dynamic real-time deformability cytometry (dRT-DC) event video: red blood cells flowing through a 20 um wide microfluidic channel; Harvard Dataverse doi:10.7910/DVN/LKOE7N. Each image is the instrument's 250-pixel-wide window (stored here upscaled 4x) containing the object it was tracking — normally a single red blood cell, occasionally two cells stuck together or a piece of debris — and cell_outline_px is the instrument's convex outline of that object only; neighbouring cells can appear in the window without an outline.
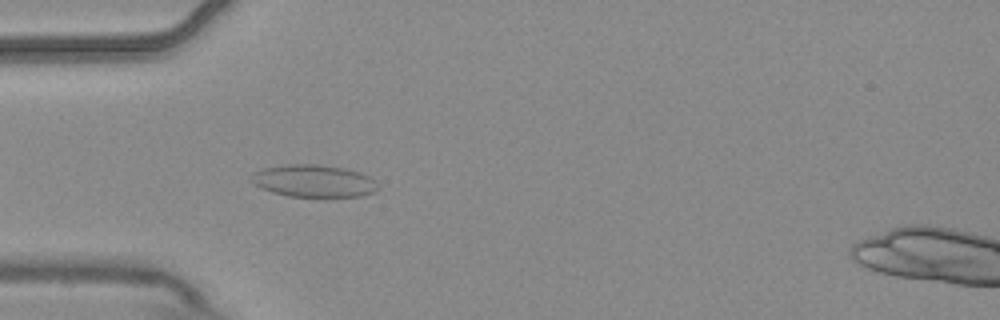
{"species": "common noctule bat (a hibernating species)", "species_latin": "Nyctalus noctula", "temperature_condition": "warm", "stored_images_in_passage": 5, "camera_frame_rate_fps": 3000, "um_per_image_px": 0.085, "animal": {"sex": "male", "body_mass_g": 20.4}, "frame": {"image": 1, "passage_image": 4, "time_ms": 1.0, "image_size_px": [1000, 320], "cell_outline_px": [[376, 188], [372, 192], [360, 196], [324, 200], [288, 196], [272, 192], [256, 184], [252, 180], [252, 172], [264, 168], [288, 164], [320, 164], [344, 168], [368, 176], [376, 184]], "centroid_in_image_um": [26.66, 15.43], "position_along_channel_um": 58.3, "area_um2": 24.28}}